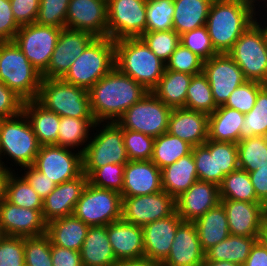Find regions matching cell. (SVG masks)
Returning <instances> with one entry per match:
<instances>
[{
  "mask_svg": "<svg viewBox=\"0 0 267 266\" xmlns=\"http://www.w3.org/2000/svg\"><path fill=\"white\" fill-rule=\"evenodd\" d=\"M192 154L196 165L198 180L211 182L217 185L215 152H210L203 144L193 147Z\"/></svg>",
  "mask_w": 267,
  "mask_h": 266,
  "instance_id": "9f6ffc18",
  "label": "cell"
},
{
  "mask_svg": "<svg viewBox=\"0 0 267 266\" xmlns=\"http://www.w3.org/2000/svg\"><path fill=\"white\" fill-rule=\"evenodd\" d=\"M204 145L210 152H215L217 185L219 186L225 175L239 168L237 144L207 140Z\"/></svg>",
  "mask_w": 267,
  "mask_h": 266,
  "instance_id": "ee69618b",
  "label": "cell"
},
{
  "mask_svg": "<svg viewBox=\"0 0 267 266\" xmlns=\"http://www.w3.org/2000/svg\"><path fill=\"white\" fill-rule=\"evenodd\" d=\"M6 200L16 206L39 210L42 213V198L23 176H17L12 170L6 185Z\"/></svg>",
  "mask_w": 267,
  "mask_h": 266,
  "instance_id": "ab89813d",
  "label": "cell"
},
{
  "mask_svg": "<svg viewBox=\"0 0 267 266\" xmlns=\"http://www.w3.org/2000/svg\"><path fill=\"white\" fill-rule=\"evenodd\" d=\"M244 118L245 114L238 110L219 106L208 116V140L237 144Z\"/></svg>",
  "mask_w": 267,
  "mask_h": 266,
  "instance_id": "4dcf8cb0",
  "label": "cell"
},
{
  "mask_svg": "<svg viewBox=\"0 0 267 266\" xmlns=\"http://www.w3.org/2000/svg\"><path fill=\"white\" fill-rule=\"evenodd\" d=\"M219 191L221 199L261 202L255 194L249 173L240 168L225 175L219 185Z\"/></svg>",
  "mask_w": 267,
  "mask_h": 266,
  "instance_id": "f35d334b",
  "label": "cell"
},
{
  "mask_svg": "<svg viewBox=\"0 0 267 266\" xmlns=\"http://www.w3.org/2000/svg\"><path fill=\"white\" fill-rule=\"evenodd\" d=\"M256 14L245 0H213L205 26L214 50L227 53L256 21Z\"/></svg>",
  "mask_w": 267,
  "mask_h": 266,
  "instance_id": "7a4b0ae2",
  "label": "cell"
},
{
  "mask_svg": "<svg viewBox=\"0 0 267 266\" xmlns=\"http://www.w3.org/2000/svg\"><path fill=\"white\" fill-rule=\"evenodd\" d=\"M171 110L151 91H148L137 103L126 110L116 123L122 129L141 132L156 138L167 132Z\"/></svg>",
  "mask_w": 267,
  "mask_h": 266,
  "instance_id": "8fae6325",
  "label": "cell"
},
{
  "mask_svg": "<svg viewBox=\"0 0 267 266\" xmlns=\"http://www.w3.org/2000/svg\"><path fill=\"white\" fill-rule=\"evenodd\" d=\"M88 92L92 115L96 122L103 123L117 122L148 90L114 67Z\"/></svg>",
  "mask_w": 267,
  "mask_h": 266,
  "instance_id": "6da1fadb",
  "label": "cell"
},
{
  "mask_svg": "<svg viewBox=\"0 0 267 266\" xmlns=\"http://www.w3.org/2000/svg\"><path fill=\"white\" fill-rule=\"evenodd\" d=\"M146 3L147 0H107V37L114 41L141 37L146 32Z\"/></svg>",
  "mask_w": 267,
  "mask_h": 266,
  "instance_id": "7c38bea8",
  "label": "cell"
},
{
  "mask_svg": "<svg viewBox=\"0 0 267 266\" xmlns=\"http://www.w3.org/2000/svg\"><path fill=\"white\" fill-rule=\"evenodd\" d=\"M41 73L14 41L0 42V81L26 100L37 99Z\"/></svg>",
  "mask_w": 267,
  "mask_h": 266,
  "instance_id": "5b68a950",
  "label": "cell"
},
{
  "mask_svg": "<svg viewBox=\"0 0 267 266\" xmlns=\"http://www.w3.org/2000/svg\"><path fill=\"white\" fill-rule=\"evenodd\" d=\"M176 211L175 199L164 190L149 195L122 197V219L143 227Z\"/></svg>",
  "mask_w": 267,
  "mask_h": 266,
  "instance_id": "2e32d148",
  "label": "cell"
},
{
  "mask_svg": "<svg viewBox=\"0 0 267 266\" xmlns=\"http://www.w3.org/2000/svg\"><path fill=\"white\" fill-rule=\"evenodd\" d=\"M114 63L120 72L130 76L148 91L158 85L165 70V63L140 37L116 40Z\"/></svg>",
  "mask_w": 267,
  "mask_h": 266,
  "instance_id": "3957f363",
  "label": "cell"
},
{
  "mask_svg": "<svg viewBox=\"0 0 267 266\" xmlns=\"http://www.w3.org/2000/svg\"><path fill=\"white\" fill-rule=\"evenodd\" d=\"M36 100L60 117L94 119L88 90L63 79L42 78Z\"/></svg>",
  "mask_w": 267,
  "mask_h": 266,
  "instance_id": "8992f818",
  "label": "cell"
},
{
  "mask_svg": "<svg viewBox=\"0 0 267 266\" xmlns=\"http://www.w3.org/2000/svg\"><path fill=\"white\" fill-rule=\"evenodd\" d=\"M221 203L225 208L231 235L260 237L263 222L267 218L262 202L221 199Z\"/></svg>",
  "mask_w": 267,
  "mask_h": 266,
  "instance_id": "d6986e66",
  "label": "cell"
},
{
  "mask_svg": "<svg viewBox=\"0 0 267 266\" xmlns=\"http://www.w3.org/2000/svg\"><path fill=\"white\" fill-rule=\"evenodd\" d=\"M23 112L29 119L40 146H59V115L46 109L36 99L24 101Z\"/></svg>",
  "mask_w": 267,
  "mask_h": 266,
  "instance_id": "83f0119b",
  "label": "cell"
},
{
  "mask_svg": "<svg viewBox=\"0 0 267 266\" xmlns=\"http://www.w3.org/2000/svg\"><path fill=\"white\" fill-rule=\"evenodd\" d=\"M107 234L118 261L144 258L141 226L120 219L107 225Z\"/></svg>",
  "mask_w": 267,
  "mask_h": 266,
  "instance_id": "4316f807",
  "label": "cell"
},
{
  "mask_svg": "<svg viewBox=\"0 0 267 266\" xmlns=\"http://www.w3.org/2000/svg\"><path fill=\"white\" fill-rule=\"evenodd\" d=\"M53 266H83L79 251L61 248L51 244Z\"/></svg>",
  "mask_w": 267,
  "mask_h": 266,
  "instance_id": "6125c7cd",
  "label": "cell"
},
{
  "mask_svg": "<svg viewBox=\"0 0 267 266\" xmlns=\"http://www.w3.org/2000/svg\"><path fill=\"white\" fill-rule=\"evenodd\" d=\"M180 43L204 61L217 54L211 44L206 26L180 35Z\"/></svg>",
  "mask_w": 267,
  "mask_h": 266,
  "instance_id": "db71d44e",
  "label": "cell"
},
{
  "mask_svg": "<svg viewBox=\"0 0 267 266\" xmlns=\"http://www.w3.org/2000/svg\"><path fill=\"white\" fill-rule=\"evenodd\" d=\"M66 28L87 31L95 37H107V0H70Z\"/></svg>",
  "mask_w": 267,
  "mask_h": 266,
  "instance_id": "ac0fdd59",
  "label": "cell"
},
{
  "mask_svg": "<svg viewBox=\"0 0 267 266\" xmlns=\"http://www.w3.org/2000/svg\"><path fill=\"white\" fill-rule=\"evenodd\" d=\"M0 226L7 236L38 237L46 234L47 223L39 210L19 207L5 199L0 204Z\"/></svg>",
  "mask_w": 267,
  "mask_h": 266,
  "instance_id": "ffe728a7",
  "label": "cell"
},
{
  "mask_svg": "<svg viewBox=\"0 0 267 266\" xmlns=\"http://www.w3.org/2000/svg\"><path fill=\"white\" fill-rule=\"evenodd\" d=\"M115 41L96 37L71 64L62 78L65 82L89 90L115 67Z\"/></svg>",
  "mask_w": 267,
  "mask_h": 266,
  "instance_id": "277c9868",
  "label": "cell"
},
{
  "mask_svg": "<svg viewBox=\"0 0 267 266\" xmlns=\"http://www.w3.org/2000/svg\"><path fill=\"white\" fill-rule=\"evenodd\" d=\"M27 170L23 176L29 185L38 193V195L44 200L57 186V184L50 180L46 175L35 169L32 165L22 167Z\"/></svg>",
  "mask_w": 267,
  "mask_h": 266,
  "instance_id": "94428289",
  "label": "cell"
},
{
  "mask_svg": "<svg viewBox=\"0 0 267 266\" xmlns=\"http://www.w3.org/2000/svg\"><path fill=\"white\" fill-rule=\"evenodd\" d=\"M61 29L35 22L21 26L13 41L42 74L48 68Z\"/></svg>",
  "mask_w": 267,
  "mask_h": 266,
  "instance_id": "4fadbf2b",
  "label": "cell"
},
{
  "mask_svg": "<svg viewBox=\"0 0 267 266\" xmlns=\"http://www.w3.org/2000/svg\"><path fill=\"white\" fill-rule=\"evenodd\" d=\"M261 23L256 18L227 54L247 80L267 84V37Z\"/></svg>",
  "mask_w": 267,
  "mask_h": 266,
  "instance_id": "52a82bcc",
  "label": "cell"
},
{
  "mask_svg": "<svg viewBox=\"0 0 267 266\" xmlns=\"http://www.w3.org/2000/svg\"><path fill=\"white\" fill-rule=\"evenodd\" d=\"M213 0H174L173 30L182 35L203 27Z\"/></svg>",
  "mask_w": 267,
  "mask_h": 266,
  "instance_id": "836d02e7",
  "label": "cell"
},
{
  "mask_svg": "<svg viewBox=\"0 0 267 266\" xmlns=\"http://www.w3.org/2000/svg\"><path fill=\"white\" fill-rule=\"evenodd\" d=\"M264 85L258 81L247 80L230 94L223 106L238 110L243 114L250 112L255 105L259 90Z\"/></svg>",
  "mask_w": 267,
  "mask_h": 266,
  "instance_id": "816d5d0a",
  "label": "cell"
},
{
  "mask_svg": "<svg viewBox=\"0 0 267 266\" xmlns=\"http://www.w3.org/2000/svg\"><path fill=\"white\" fill-rule=\"evenodd\" d=\"M10 2L14 18L20 26L36 22L40 0H10Z\"/></svg>",
  "mask_w": 267,
  "mask_h": 266,
  "instance_id": "680465c9",
  "label": "cell"
},
{
  "mask_svg": "<svg viewBox=\"0 0 267 266\" xmlns=\"http://www.w3.org/2000/svg\"><path fill=\"white\" fill-rule=\"evenodd\" d=\"M10 168L5 166V163L0 158V176H9Z\"/></svg>",
  "mask_w": 267,
  "mask_h": 266,
  "instance_id": "2644e50d",
  "label": "cell"
},
{
  "mask_svg": "<svg viewBox=\"0 0 267 266\" xmlns=\"http://www.w3.org/2000/svg\"><path fill=\"white\" fill-rule=\"evenodd\" d=\"M251 183L254 187L257 198L267 204V164L260 169L249 172Z\"/></svg>",
  "mask_w": 267,
  "mask_h": 266,
  "instance_id": "be15d7a7",
  "label": "cell"
},
{
  "mask_svg": "<svg viewBox=\"0 0 267 266\" xmlns=\"http://www.w3.org/2000/svg\"><path fill=\"white\" fill-rule=\"evenodd\" d=\"M70 0H40L36 23L66 28V15Z\"/></svg>",
  "mask_w": 267,
  "mask_h": 266,
  "instance_id": "f5cc1de1",
  "label": "cell"
},
{
  "mask_svg": "<svg viewBox=\"0 0 267 266\" xmlns=\"http://www.w3.org/2000/svg\"><path fill=\"white\" fill-rule=\"evenodd\" d=\"M102 129L90 136V141L80 149L83 173L88 177L96 168L108 164H127L129 158L123 142L122 128L116 122H105ZM105 124V126H104Z\"/></svg>",
  "mask_w": 267,
  "mask_h": 266,
  "instance_id": "ba28073f",
  "label": "cell"
},
{
  "mask_svg": "<svg viewBox=\"0 0 267 266\" xmlns=\"http://www.w3.org/2000/svg\"><path fill=\"white\" fill-rule=\"evenodd\" d=\"M58 145L40 146L33 167L57 185L83 173L82 152Z\"/></svg>",
  "mask_w": 267,
  "mask_h": 266,
  "instance_id": "5bb4252c",
  "label": "cell"
},
{
  "mask_svg": "<svg viewBox=\"0 0 267 266\" xmlns=\"http://www.w3.org/2000/svg\"><path fill=\"white\" fill-rule=\"evenodd\" d=\"M203 266H242L229 261H204Z\"/></svg>",
  "mask_w": 267,
  "mask_h": 266,
  "instance_id": "a7ac6f4b",
  "label": "cell"
},
{
  "mask_svg": "<svg viewBox=\"0 0 267 266\" xmlns=\"http://www.w3.org/2000/svg\"><path fill=\"white\" fill-rule=\"evenodd\" d=\"M129 161L151 160L155 138L141 132L122 129Z\"/></svg>",
  "mask_w": 267,
  "mask_h": 266,
  "instance_id": "7dc6e473",
  "label": "cell"
},
{
  "mask_svg": "<svg viewBox=\"0 0 267 266\" xmlns=\"http://www.w3.org/2000/svg\"><path fill=\"white\" fill-rule=\"evenodd\" d=\"M220 202L218 185L197 180L175 199L176 212L183 221L194 222Z\"/></svg>",
  "mask_w": 267,
  "mask_h": 266,
  "instance_id": "44dd1931",
  "label": "cell"
},
{
  "mask_svg": "<svg viewBox=\"0 0 267 266\" xmlns=\"http://www.w3.org/2000/svg\"><path fill=\"white\" fill-rule=\"evenodd\" d=\"M255 11H256V5H258V4H255V3H257L256 1L257 0H245ZM259 1V0H258ZM261 2L262 1H264V2H266V0H260ZM265 7H267V3H265Z\"/></svg>",
  "mask_w": 267,
  "mask_h": 266,
  "instance_id": "8c879c8a",
  "label": "cell"
},
{
  "mask_svg": "<svg viewBox=\"0 0 267 266\" xmlns=\"http://www.w3.org/2000/svg\"><path fill=\"white\" fill-rule=\"evenodd\" d=\"M5 236H6V235H5V233H4L3 229H2V227L0 226V242H1V240H2Z\"/></svg>",
  "mask_w": 267,
  "mask_h": 266,
  "instance_id": "753ad0ef",
  "label": "cell"
},
{
  "mask_svg": "<svg viewBox=\"0 0 267 266\" xmlns=\"http://www.w3.org/2000/svg\"><path fill=\"white\" fill-rule=\"evenodd\" d=\"M0 266H25L24 237L6 235L1 240Z\"/></svg>",
  "mask_w": 267,
  "mask_h": 266,
  "instance_id": "11a10c76",
  "label": "cell"
},
{
  "mask_svg": "<svg viewBox=\"0 0 267 266\" xmlns=\"http://www.w3.org/2000/svg\"><path fill=\"white\" fill-rule=\"evenodd\" d=\"M185 108L208 115L218 108L214 102L208 79L203 73L192 77L187 89Z\"/></svg>",
  "mask_w": 267,
  "mask_h": 266,
  "instance_id": "7bdbcfd3",
  "label": "cell"
},
{
  "mask_svg": "<svg viewBox=\"0 0 267 266\" xmlns=\"http://www.w3.org/2000/svg\"><path fill=\"white\" fill-rule=\"evenodd\" d=\"M24 101L15 91L0 81V119L21 114Z\"/></svg>",
  "mask_w": 267,
  "mask_h": 266,
  "instance_id": "6f0895ef",
  "label": "cell"
},
{
  "mask_svg": "<svg viewBox=\"0 0 267 266\" xmlns=\"http://www.w3.org/2000/svg\"><path fill=\"white\" fill-rule=\"evenodd\" d=\"M162 188L174 199L198 180L192 152L161 169Z\"/></svg>",
  "mask_w": 267,
  "mask_h": 266,
  "instance_id": "1f68e13d",
  "label": "cell"
},
{
  "mask_svg": "<svg viewBox=\"0 0 267 266\" xmlns=\"http://www.w3.org/2000/svg\"><path fill=\"white\" fill-rule=\"evenodd\" d=\"M162 190L161 170L151 160L128 161L121 197L149 195Z\"/></svg>",
  "mask_w": 267,
  "mask_h": 266,
  "instance_id": "cb8c5ba5",
  "label": "cell"
},
{
  "mask_svg": "<svg viewBox=\"0 0 267 266\" xmlns=\"http://www.w3.org/2000/svg\"><path fill=\"white\" fill-rule=\"evenodd\" d=\"M204 60L181 43L165 63V69L175 72L198 75L203 73Z\"/></svg>",
  "mask_w": 267,
  "mask_h": 266,
  "instance_id": "f907efd6",
  "label": "cell"
},
{
  "mask_svg": "<svg viewBox=\"0 0 267 266\" xmlns=\"http://www.w3.org/2000/svg\"><path fill=\"white\" fill-rule=\"evenodd\" d=\"M89 227L72 214L48 222L46 235L52 245L80 252Z\"/></svg>",
  "mask_w": 267,
  "mask_h": 266,
  "instance_id": "f1b7e54d",
  "label": "cell"
},
{
  "mask_svg": "<svg viewBox=\"0 0 267 266\" xmlns=\"http://www.w3.org/2000/svg\"><path fill=\"white\" fill-rule=\"evenodd\" d=\"M238 166L252 172L267 164V137L255 136L237 143Z\"/></svg>",
  "mask_w": 267,
  "mask_h": 266,
  "instance_id": "60d3db41",
  "label": "cell"
},
{
  "mask_svg": "<svg viewBox=\"0 0 267 266\" xmlns=\"http://www.w3.org/2000/svg\"><path fill=\"white\" fill-rule=\"evenodd\" d=\"M193 146L168 132L154 140L151 161L161 170L192 152Z\"/></svg>",
  "mask_w": 267,
  "mask_h": 266,
  "instance_id": "8d00e7d4",
  "label": "cell"
},
{
  "mask_svg": "<svg viewBox=\"0 0 267 266\" xmlns=\"http://www.w3.org/2000/svg\"><path fill=\"white\" fill-rule=\"evenodd\" d=\"M203 74L208 79L217 107L224 105L230 94L247 81L242 70L227 53H217L205 60Z\"/></svg>",
  "mask_w": 267,
  "mask_h": 266,
  "instance_id": "9a60e30c",
  "label": "cell"
},
{
  "mask_svg": "<svg viewBox=\"0 0 267 266\" xmlns=\"http://www.w3.org/2000/svg\"><path fill=\"white\" fill-rule=\"evenodd\" d=\"M242 266H267V246L260 239L251 247L250 254Z\"/></svg>",
  "mask_w": 267,
  "mask_h": 266,
  "instance_id": "e7e4bbea",
  "label": "cell"
},
{
  "mask_svg": "<svg viewBox=\"0 0 267 266\" xmlns=\"http://www.w3.org/2000/svg\"><path fill=\"white\" fill-rule=\"evenodd\" d=\"M257 136L267 137V84L258 92L253 109L245 114L240 141Z\"/></svg>",
  "mask_w": 267,
  "mask_h": 266,
  "instance_id": "b9f144b4",
  "label": "cell"
},
{
  "mask_svg": "<svg viewBox=\"0 0 267 266\" xmlns=\"http://www.w3.org/2000/svg\"><path fill=\"white\" fill-rule=\"evenodd\" d=\"M140 38L164 63L169 60L172 53L180 44V35L177 34L174 30L146 31Z\"/></svg>",
  "mask_w": 267,
  "mask_h": 266,
  "instance_id": "bcb514c9",
  "label": "cell"
},
{
  "mask_svg": "<svg viewBox=\"0 0 267 266\" xmlns=\"http://www.w3.org/2000/svg\"><path fill=\"white\" fill-rule=\"evenodd\" d=\"M83 266H114L118 261L108 239L107 226H90L80 250Z\"/></svg>",
  "mask_w": 267,
  "mask_h": 266,
  "instance_id": "f546056e",
  "label": "cell"
},
{
  "mask_svg": "<svg viewBox=\"0 0 267 266\" xmlns=\"http://www.w3.org/2000/svg\"><path fill=\"white\" fill-rule=\"evenodd\" d=\"M260 240L267 246V218L264 220L262 225Z\"/></svg>",
  "mask_w": 267,
  "mask_h": 266,
  "instance_id": "89a4df30",
  "label": "cell"
},
{
  "mask_svg": "<svg viewBox=\"0 0 267 266\" xmlns=\"http://www.w3.org/2000/svg\"><path fill=\"white\" fill-rule=\"evenodd\" d=\"M193 76L165 69L158 85L151 92L171 109L185 108L187 89Z\"/></svg>",
  "mask_w": 267,
  "mask_h": 266,
  "instance_id": "e575fe53",
  "label": "cell"
},
{
  "mask_svg": "<svg viewBox=\"0 0 267 266\" xmlns=\"http://www.w3.org/2000/svg\"><path fill=\"white\" fill-rule=\"evenodd\" d=\"M205 252L202 250L194 222L183 221L175 234L168 257L162 266H203Z\"/></svg>",
  "mask_w": 267,
  "mask_h": 266,
  "instance_id": "603a6c76",
  "label": "cell"
},
{
  "mask_svg": "<svg viewBox=\"0 0 267 266\" xmlns=\"http://www.w3.org/2000/svg\"><path fill=\"white\" fill-rule=\"evenodd\" d=\"M25 266H53L51 241L45 234L38 237H24Z\"/></svg>",
  "mask_w": 267,
  "mask_h": 266,
  "instance_id": "681fc988",
  "label": "cell"
},
{
  "mask_svg": "<svg viewBox=\"0 0 267 266\" xmlns=\"http://www.w3.org/2000/svg\"><path fill=\"white\" fill-rule=\"evenodd\" d=\"M260 237L229 235L205 252V261H229L239 265L246 262L251 247Z\"/></svg>",
  "mask_w": 267,
  "mask_h": 266,
  "instance_id": "d590c367",
  "label": "cell"
},
{
  "mask_svg": "<svg viewBox=\"0 0 267 266\" xmlns=\"http://www.w3.org/2000/svg\"><path fill=\"white\" fill-rule=\"evenodd\" d=\"M208 114L186 108L172 109L167 132L196 147L208 140Z\"/></svg>",
  "mask_w": 267,
  "mask_h": 266,
  "instance_id": "484cf974",
  "label": "cell"
},
{
  "mask_svg": "<svg viewBox=\"0 0 267 266\" xmlns=\"http://www.w3.org/2000/svg\"><path fill=\"white\" fill-rule=\"evenodd\" d=\"M73 215L89 226H107L122 219L121 194L87 183Z\"/></svg>",
  "mask_w": 267,
  "mask_h": 266,
  "instance_id": "30bf717a",
  "label": "cell"
},
{
  "mask_svg": "<svg viewBox=\"0 0 267 266\" xmlns=\"http://www.w3.org/2000/svg\"><path fill=\"white\" fill-rule=\"evenodd\" d=\"M96 37L87 31L61 29L48 68L42 78L62 79L74 60Z\"/></svg>",
  "mask_w": 267,
  "mask_h": 266,
  "instance_id": "e0dca14e",
  "label": "cell"
},
{
  "mask_svg": "<svg viewBox=\"0 0 267 266\" xmlns=\"http://www.w3.org/2000/svg\"><path fill=\"white\" fill-rule=\"evenodd\" d=\"M20 27L14 18L10 0H0V42L13 41Z\"/></svg>",
  "mask_w": 267,
  "mask_h": 266,
  "instance_id": "91938a15",
  "label": "cell"
},
{
  "mask_svg": "<svg viewBox=\"0 0 267 266\" xmlns=\"http://www.w3.org/2000/svg\"><path fill=\"white\" fill-rule=\"evenodd\" d=\"M93 127V128H92ZM101 127L100 122L95 119H79L72 117H61L59 124V146L74 149L87 144L90 137L89 131ZM91 128V129H90Z\"/></svg>",
  "mask_w": 267,
  "mask_h": 266,
  "instance_id": "74e56055",
  "label": "cell"
},
{
  "mask_svg": "<svg viewBox=\"0 0 267 266\" xmlns=\"http://www.w3.org/2000/svg\"><path fill=\"white\" fill-rule=\"evenodd\" d=\"M88 183V177L82 173L75 179L58 184L43 200L42 216L46 223L73 214L75 205Z\"/></svg>",
  "mask_w": 267,
  "mask_h": 266,
  "instance_id": "d4e9b609",
  "label": "cell"
},
{
  "mask_svg": "<svg viewBox=\"0 0 267 266\" xmlns=\"http://www.w3.org/2000/svg\"><path fill=\"white\" fill-rule=\"evenodd\" d=\"M9 176H0V204L6 199V185Z\"/></svg>",
  "mask_w": 267,
  "mask_h": 266,
  "instance_id": "003e7915",
  "label": "cell"
},
{
  "mask_svg": "<svg viewBox=\"0 0 267 266\" xmlns=\"http://www.w3.org/2000/svg\"><path fill=\"white\" fill-rule=\"evenodd\" d=\"M183 222L175 211L142 227L144 257L162 263L169 255L176 231Z\"/></svg>",
  "mask_w": 267,
  "mask_h": 266,
  "instance_id": "7402d4cb",
  "label": "cell"
},
{
  "mask_svg": "<svg viewBox=\"0 0 267 266\" xmlns=\"http://www.w3.org/2000/svg\"><path fill=\"white\" fill-rule=\"evenodd\" d=\"M267 23H263V25L264 26H262V28L264 29V31H265V34H266V37H267V25H266Z\"/></svg>",
  "mask_w": 267,
  "mask_h": 266,
  "instance_id": "34e18365",
  "label": "cell"
},
{
  "mask_svg": "<svg viewBox=\"0 0 267 266\" xmlns=\"http://www.w3.org/2000/svg\"><path fill=\"white\" fill-rule=\"evenodd\" d=\"M126 164H108L96 168L89 176L88 183L122 194L124 168Z\"/></svg>",
  "mask_w": 267,
  "mask_h": 266,
  "instance_id": "c3c4849f",
  "label": "cell"
},
{
  "mask_svg": "<svg viewBox=\"0 0 267 266\" xmlns=\"http://www.w3.org/2000/svg\"><path fill=\"white\" fill-rule=\"evenodd\" d=\"M174 3L170 0H147L146 31L173 30Z\"/></svg>",
  "mask_w": 267,
  "mask_h": 266,
  "instance_id": "f6af8a7d",
  "label": "cell"
},
{
  "mask_svg": "<svg viewBox=\"0 0 267 266\" xmlns=\"http://www.w3.org/2000/svg\"><path fill=\"white\" fill-rule=\"evenodd\" d=\"M39 148L36 135L24 112L12 118L0 119L1 159L8 155L16 166H31Z\"/></svg>",
  "mask_w": 267,
  "mask_h": 266,
  "instance_id": "9c48e42d",
  "label": "cell"
},
{
  "mask_svg": "<svg viewBox=\"0 0 267 266\" xmlns=\"http://www.w3.org/2000/svg\"><path fill=\"white\" fill-rule=\"evenodd\" d=\"M194 223L204 252L230 235L225 208L221 202L195 220Z\"/></svg>",
  "mask_w": 267,
  "mask_h": 266,
  "instance_id": "d6a6232c",
  "label": "cell"
},
{
  "mask_svg": "<svg viewBox=\"0 0 267 266\" xmlns=\"http://www.w3.org/2000/svg\"><path fill=\"white\" fill-rule=\"evenodd\" d=\"M114 266H162V264L144 257L140 259L119 260Z\"/></svg>",
  "mask_w": 267,
  "mask_h": 266,
  "instance_id": "03108f58",
  "label": "cell"
}]
</instances>
